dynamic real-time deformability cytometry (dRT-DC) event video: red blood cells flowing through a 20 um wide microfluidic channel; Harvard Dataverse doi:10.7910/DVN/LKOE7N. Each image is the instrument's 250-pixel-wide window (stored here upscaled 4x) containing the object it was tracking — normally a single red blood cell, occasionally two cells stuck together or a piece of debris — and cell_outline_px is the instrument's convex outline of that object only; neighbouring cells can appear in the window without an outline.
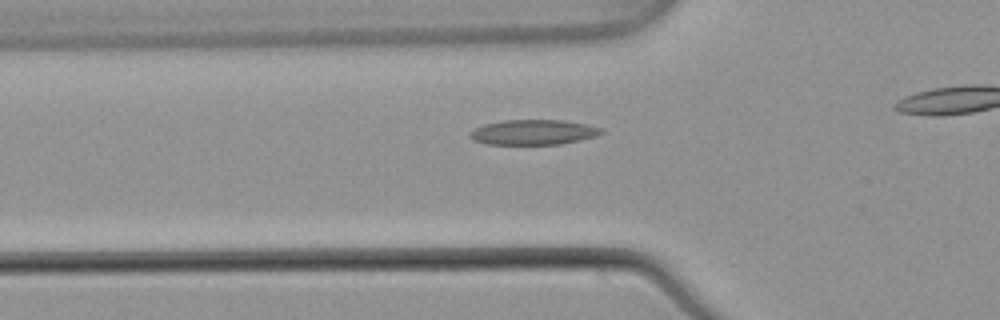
{"species": "common noctule bat (a hibernating species)", "species_latin": "Nyctalus noctula", "temperature_condition": "warm", "stored_images_in_passage": 36, "camera_frame_rate_fps": 3000, "um_per_image_px": 0.085, "animal": {"sex": "male", "body_mass_g": 21.5, "forearm_length_mm": 52.0}, "frame": {"image": 1, "passage_image": 11, "time_ms": 3.333, "image_size_px": [1000, 320], "cell_outline_px": [[604, 132], [596, 136], [580, 140], [560, 144], [488, 144], [472, 140], [468, 136], [468, 132], [484, 124], [504, 120], [564, 120], [604, 128]], "centroid_in_image_um": [45.33, 11.24], "position_along_channel_um": 80.5, "area_um2": 19.25}}
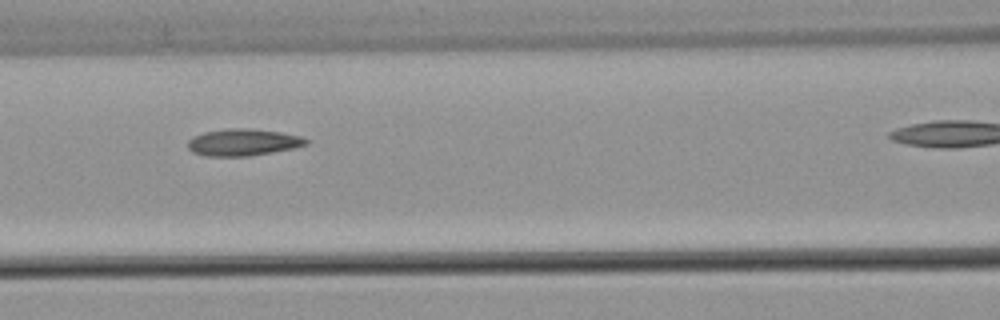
{"frame": {"image": 2, "passage_image": 16, "time_ms": 5.0, "image_size_px": [1000, 320], "cell_outline_px": [[308, 144], [292, 148], [272, 152], [248, 156], [204, 156], [192, 152], [188, 148], [188, 140], [192, 136], [204, 132], [228, 128], [252, 128], [280, 132], [300, 136], [308, 140]], "centroid_in_image_um": [20.62, 12.09], "position_along_channel_um": 146.0, "area_um2": 18.55}}